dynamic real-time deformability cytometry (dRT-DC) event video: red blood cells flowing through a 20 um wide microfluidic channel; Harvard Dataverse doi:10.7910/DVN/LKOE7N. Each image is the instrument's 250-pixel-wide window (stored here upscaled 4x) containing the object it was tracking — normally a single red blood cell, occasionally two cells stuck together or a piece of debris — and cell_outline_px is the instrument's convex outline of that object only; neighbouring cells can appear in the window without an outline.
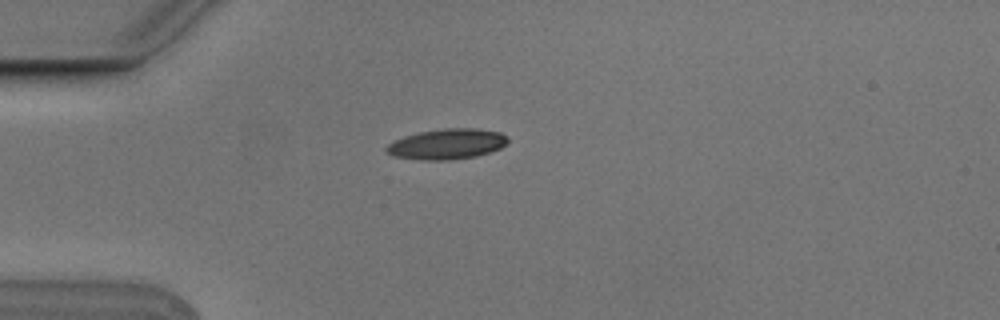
{"species": "Egyptian fruit bat (a non-hibernating species)", "species_latin": "Rousettus aegyptiacus", "temperature_condition": "cold", "stored_images_in_passage": 3, "camera_frame_rate_fps": 3000, "um_per_image_px": 0.085, "animal": {"sex": "male"}, "frame": {"image": 1, "passage_image": 1, "time_ms": 0.0, "image_size_px": [1000, 320], "cell_outline_px": [[508, 140], [500, 148], [476, 156], [448, 160], [420, 160], [392, 156], [384, 152], [384, 148], [392, 140], [404, 136], [420, 132], [444, 128], [476, 128], [500, 132], [508, 136]], "centroid_in_image_um": [37.93, 12.24], "position_along_channel_um": 47.1, "area_um2": 21.68}}